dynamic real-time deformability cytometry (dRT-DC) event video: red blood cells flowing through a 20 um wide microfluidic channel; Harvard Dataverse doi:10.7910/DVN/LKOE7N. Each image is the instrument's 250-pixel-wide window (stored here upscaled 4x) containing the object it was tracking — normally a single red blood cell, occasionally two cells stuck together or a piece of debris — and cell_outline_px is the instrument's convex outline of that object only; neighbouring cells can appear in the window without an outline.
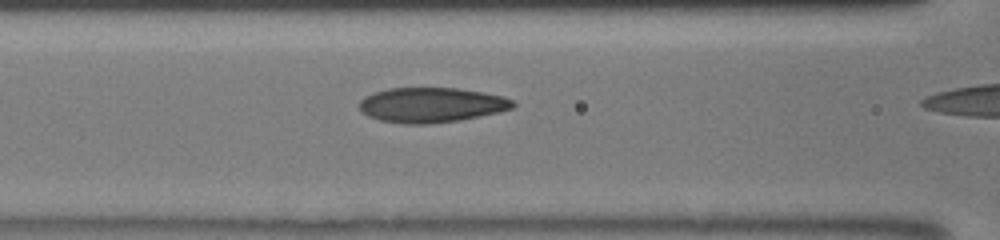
{"species": "human", "species_latin": "Homo sapiens", "temperature_condition": "room temperature", "stored_images_in_passage": 24, "segment_of_instrument_passage": [2, 2], "camera_frame_rate_fps": 3000, "um_per_image_px": 0.085, "donor": {"sex": "male"}, "frame": {"image": 1, "passage_image": 23, "time_ms": 7.333, "image_size_px": [1000, 240], "cell_outline_px": [[516, 104], [512, 108], [500, 112], [460, 120], [432, 124], [404, 124], [380, 120], [368, 116], [360, 112], [360, 100], [364, 96], [372, 92], [388, 88], [456, 88], [484, 92], [504, 96], [512, 100]], "centroid_in_image_um": [36.65, 8.92], "position_along_channel_um": 129.9, "area_um2": 31.56}}